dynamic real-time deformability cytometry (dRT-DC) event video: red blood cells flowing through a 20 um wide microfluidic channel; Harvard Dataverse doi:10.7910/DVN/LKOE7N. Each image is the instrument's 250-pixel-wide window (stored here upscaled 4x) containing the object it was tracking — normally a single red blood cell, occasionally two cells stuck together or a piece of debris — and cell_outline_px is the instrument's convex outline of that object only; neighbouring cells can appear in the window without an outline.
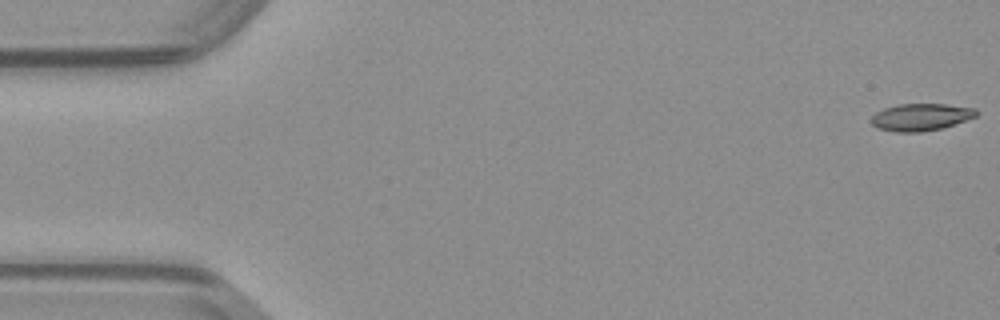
{"species": "common noctule bat (a hibernating species)", "species_latin": "Nyctalus noctula", "temperature_condition": "warm", "stored_images_in_passage": 40, "camera_frame_rate_fps": 3000, "um_per_image_px": 0.085, "animal": {"sex": "male", "body_mass_g": 23.1, "forearm_length_mm": 52.7}, "frame": {"image": 1, "passage_image": 1, "time_ms": 0.0, "image_size_px": [1000, 320], "cell_outline_px": [[980, 112], [976, 116], [940, 128], [920, 132], [896, 132], [876, 128], [872, 124], [872, 116], [876, 112], [884, 108], [896, 104], [944, 104], [976, 108]], "centroid_in_image_um": [78.25, 9.94], "position_along_channel_um": 6.8, "area_um2": 16.53}}
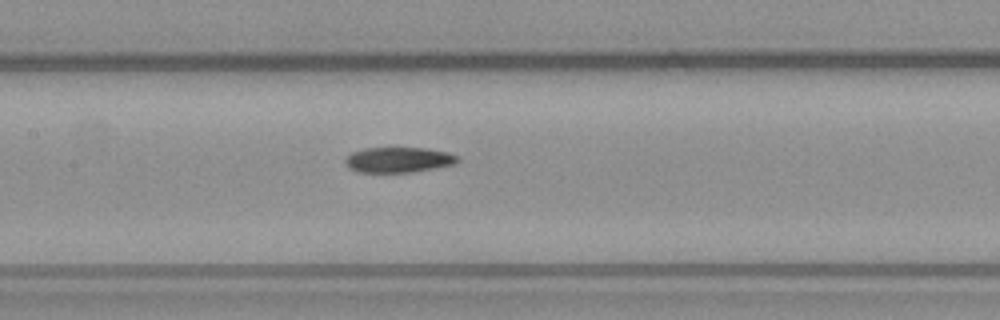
{"frame": {"image": 2, "passage_image": 23, "time_ms": 7.333, "image_size_px": [1000, 320], "cell_outline_px": [[460, 160], [456, 164], [436, 168], [412, 172], [356, 172], [348, 168], [344, 160], [352, 152], [364, 148], [388, 144], [424, 148], [448, 152], [460, 156]], "centroid_in_image_um": [33.87, 13.53], "position_along_channel_um": 173.5, "area_um2": 17.63}}
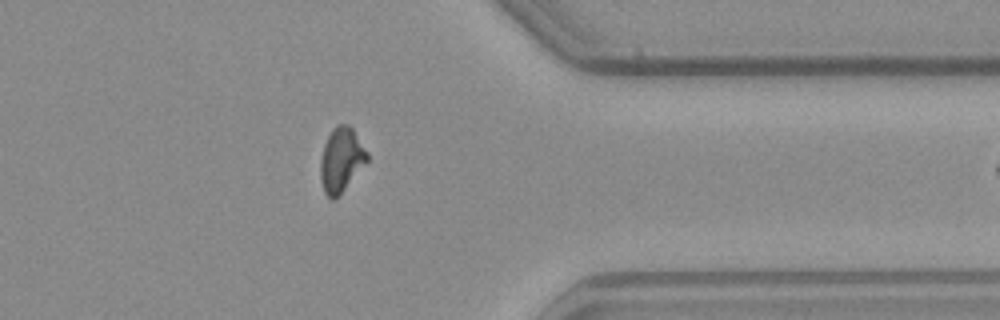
{"frame": {"image": 3, "passage_image": 39, "time_ms": 12.667, "image_size_px": [1000, 320], "cell_outline_px": [[368, 160], [336, 200], [332, 200], [324, 192], [320, 180], [320, 160], [324, 144], [332, 128], [336, 124], [348, 124], [352, 128], [368, 152]], "centroid_in_image_um": [28.99, 13.59], "position_along_channel_um": 382.4, "area_um2": 17.63}}